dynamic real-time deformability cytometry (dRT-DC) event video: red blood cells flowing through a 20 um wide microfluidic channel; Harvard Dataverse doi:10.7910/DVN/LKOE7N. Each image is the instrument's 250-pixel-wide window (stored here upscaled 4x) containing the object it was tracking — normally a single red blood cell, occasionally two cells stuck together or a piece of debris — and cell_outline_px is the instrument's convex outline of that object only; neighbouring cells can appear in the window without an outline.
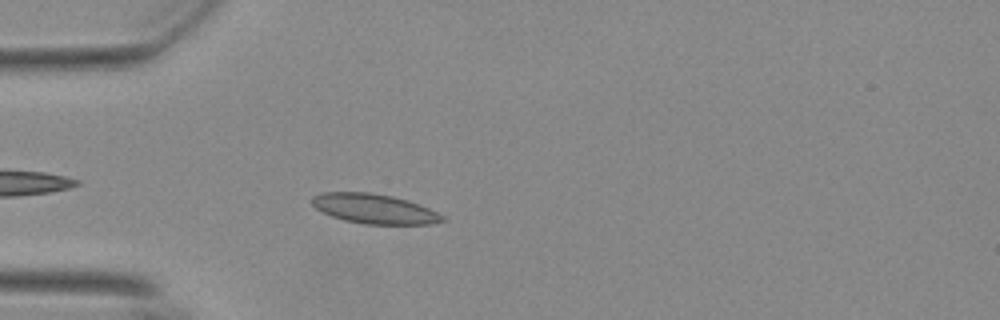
{"species": "Egyptian fruit bat (a non-hibernating species)", "species_latin": "Rousettus aegyptiacus", "temperature_condition": "warm", "stored_images_in_passage": 30, "camera_frame_rate_fps": 3000, "um_per_image_px": 0.085, "animal": {"sex": "female"}, "frame": {"image": 1, "passage_image": 6, "time_ms": 1.667, "image_size_px": [1000, 320], "cell_outline_px": [[448, 220], [432, 224], [364, 224], [344, 220], [332, 216], [316, 208], [312, 204], [312, 196], [320, 192], [372, 192], [392, 196], [408, 200], [428, 208], [444, 216]], "centroid_in_image_um": [31.82, 17.74], "position_along_channel_um": 53.2, "area_um2": 22.6}}
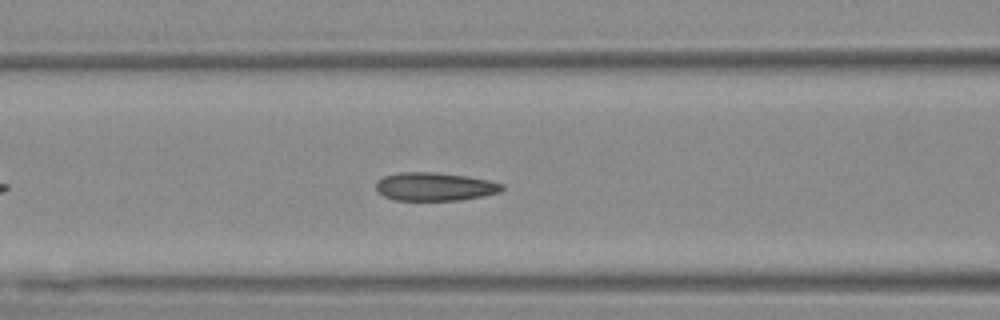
{"frame": {"image": 2, "passage_image": 13, "time_ms": 4.0, "image_size_px": [1000, 320], "cell_outline_px": [[504, 188], [500, 192], [484, 196], [460, 200], [396, 200], [384, 196], [376, 192], [376, 184], [384, 176], [400, 172], [432, 172], [468, 176], [492, 180], [504, 184]], "centroid_in_image_um": [37.0, 15.86], "position_along_channel_um": 129.6, "area_um2": 20.92}}
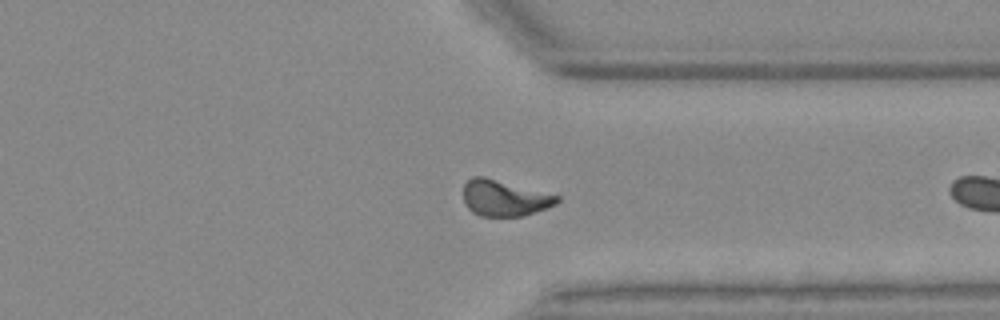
{"frame": {"image": 3, "passage_image": 29, "time_ms": 9.333, "image_size_px": [1000, 320], "cell_outline_px": [[560, 200], [556, 204], [548, 208], [524, 216], [480, 216], [472, 212], [464, 204], [464, 184], [472, 176], [484, 176], [560, 196]], "centroid_in_image_um": [42.87, 16.84], "position_along_channel_um": 368.5, "area_um2": 19.77}}